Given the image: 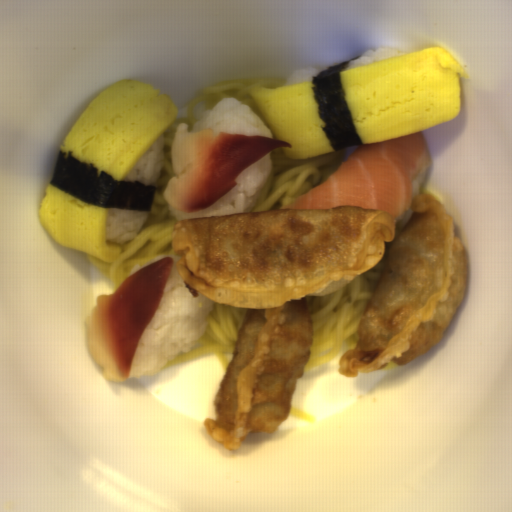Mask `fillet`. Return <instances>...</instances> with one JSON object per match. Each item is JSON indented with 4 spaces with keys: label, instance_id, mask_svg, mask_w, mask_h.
I'll use <instances>...</instances> for the list:
<instances>
[{
    "label": "fillet",
    "instance_id": "2",
    "mask_svg": "<svg viewBox=\"0 0 512 512\" xmlns=\"http://www.w3.org/2000/svg\"><path fill=\"white\" fill-rule=\"evenodd\" d=\"M177 126L171 155L174 175L163 197L176 210L200 212L235 185L237 176L271 151L293 147L288 141L256 135L227 134L212 128L190 132Z\"/></svg>",
    "mask_w": 512,
    "mask_h": 512
},
{
    "label": "fillet",
    "instance_id": "3",
    "mask_svg": "<svg viewBox=\"0 0 512 512\" xmlns=\"http://www.w3.org/2000/svg\"><path fill=\"white\" fill-rule=\"evenodd\" d=\"M174 259L165 257L127 277L114 293L99 294L84 319L87 347L101 378L122 383L129 378L143 332L158 310Z\"/></svg>",
    "mask_w": 512,
    "mask_h": 512
},
{
    "label": "fillet",
    "instance_id": "1",
    "mask_svg": "<svg viewBox=\"0 0 512 512\" xmlns=\"http://www.w3.org/2000/svg\"><path fill=\"white\" fill-rule=\"evenodd\" d=\"M429 163L430 152L420 130L366 143L281 209L357 206L386 213L395 220L412 208L415 180Z\"/></svg>",
    "mask_w": 512,
    "mask_h": 512
}]
</instances>
